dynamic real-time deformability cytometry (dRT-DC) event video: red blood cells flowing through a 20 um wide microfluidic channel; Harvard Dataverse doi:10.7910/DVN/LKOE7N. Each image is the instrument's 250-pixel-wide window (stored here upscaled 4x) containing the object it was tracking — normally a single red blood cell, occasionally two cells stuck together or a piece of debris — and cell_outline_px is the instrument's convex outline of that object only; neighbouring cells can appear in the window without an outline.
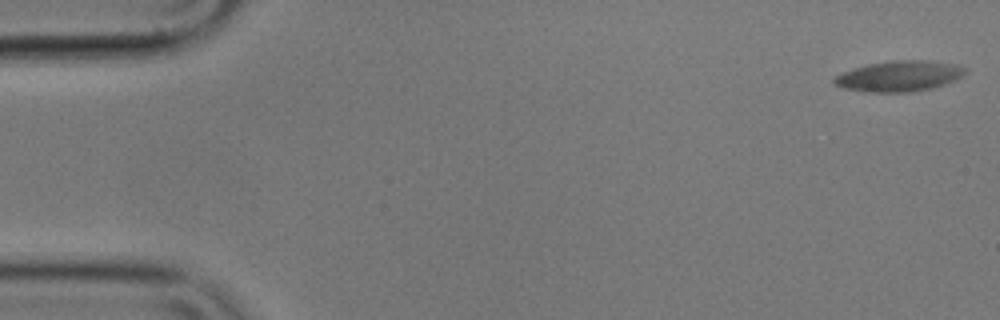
{"species": "common noctule bat (a hibernating species)", "species_latin": "Nyctalus noctula", "temperature_condition": "cold", "stored_images_in_passage": 5, "camera_frame_rate_fps": 3000, "um_per_image_px": 0.085, "animal": {"sex": "male", "body_mass_g": 17.9}, "frame": {"image": 1, "passage_image": 1, "time_ms": 0.0, "image_size_px": [1000, 320], "cell_outline_px": [[968, 72], [956, 80], [932, 88], [912, 92], [868, 92], [844, 88], [832, 84], [832, 80], [836, 76], [844, 72], [868, 64], [892, 60], [932, 60], [956, 64], [964, 68]], "centroid_in_image_um": [76.46, 6.47], "position_along_channel_um": 8.5, "area_um2": 23.47}}
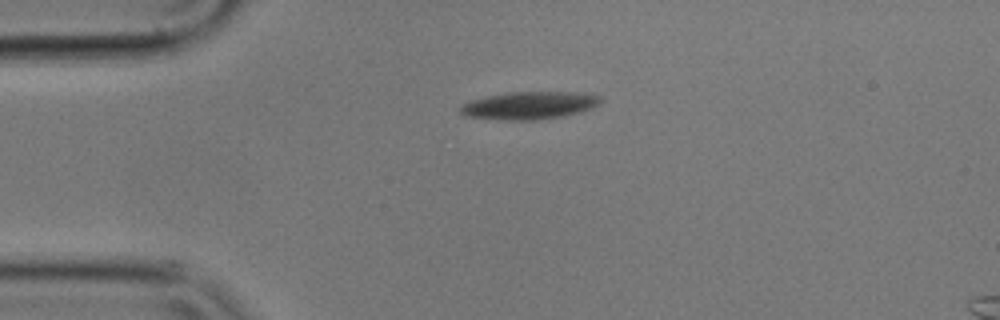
{"frame": {"image": 2, "passage_image": 4, "time_ms": 1.0, "image_size_px": [1000, 320], "cell_outline_px": [[604, 100], [600, 104], [592, 108], [580, 112], [564, 116], [536, 120], [496, 120], [468, 116], [460, 112], [460, 108], [464, 104], [472, 100], [488, 96], [508, 92], [576, 92], [600, 96]], "centroid_in_image_um": [45.04, 8.96], "position_along_channel_um": 40.0, "area_um2": 22.6}}